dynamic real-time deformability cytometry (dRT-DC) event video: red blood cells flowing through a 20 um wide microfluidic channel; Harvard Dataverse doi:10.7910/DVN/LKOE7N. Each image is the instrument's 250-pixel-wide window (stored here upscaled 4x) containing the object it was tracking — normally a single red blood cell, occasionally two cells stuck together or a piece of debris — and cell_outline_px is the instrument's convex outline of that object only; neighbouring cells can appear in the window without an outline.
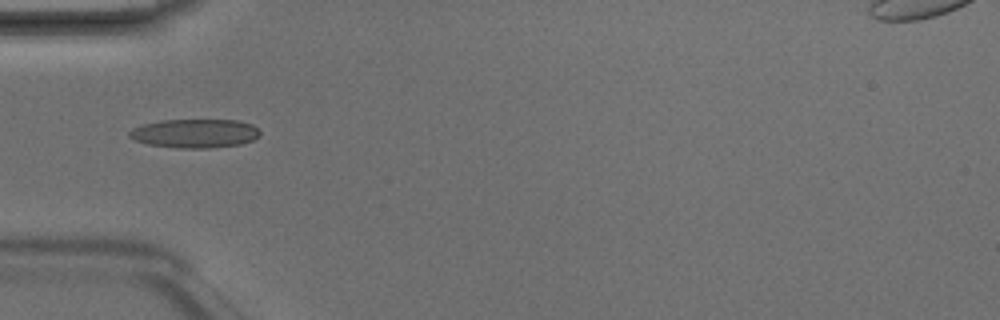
{"species": "Egyptian fruit bat (a non-hibernating species)", "species_latin": "Rousettus aegyptiacus", "temperature_condition": "room temperature", "stored_images_in_passage": 6, "camera_frame_rate_fps": 3000, "um_per_image_px": 0.085, "animal": {"sex": "male"}, "frame": {"image": 1, "passage_image": 6, "time_ms": 1.667, "image_size_px": [1000, 320], "cell_outline_px": [[260, 136], [252, 140], [240, 144], [212, 148], [180, 148], [148, 144], [136, 140], [128, 136], [128, 132], [132, 128], [140, 124], [160, 120], [240, 120], [252, 124], [260, 132]], "centroid_in_image_um": [16.55, 11.33], "position_along_channel_um": 68.4, "area_um2": 22.08}}